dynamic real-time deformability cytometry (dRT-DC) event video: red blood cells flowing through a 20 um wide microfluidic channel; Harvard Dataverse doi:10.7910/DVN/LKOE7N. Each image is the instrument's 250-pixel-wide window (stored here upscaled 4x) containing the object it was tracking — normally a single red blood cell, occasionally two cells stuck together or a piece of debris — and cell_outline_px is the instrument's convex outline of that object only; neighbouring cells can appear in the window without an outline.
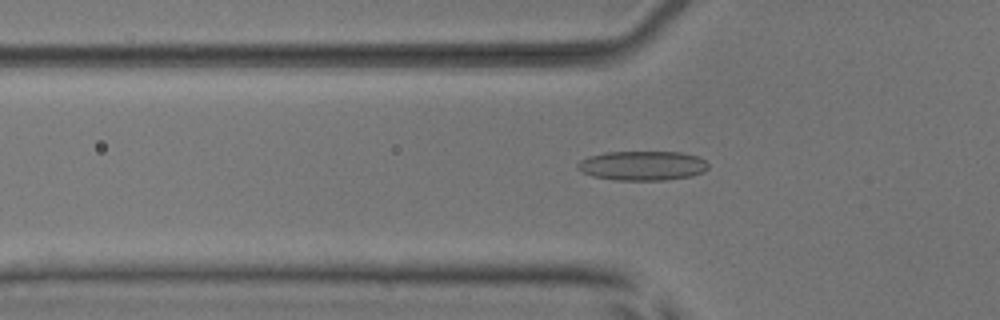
{"species": "common noctule bat (a hibernating species)", "species_latin": "Nyctalus noctula", "temperature_condition": "room temperature", "stored_images_in_passage": 53, "camera_frame_rate_fps": 3000, "um_per_image_px": 0.085, "animal": {"sex": "male", "body_mass_g": 17.9, "forearm_length_mm": 54.2}, "frame": {"image": 1, "passage_image": 18, "time_ms": 5.667, "image_size_px": [1000, 320], "cell_outline_px": [[708, 168], [704, 172], [692, 176], [664, 180], [616, 180], [592, 176], [576, 168], [576, 164], [580, 160], [588, 156], [604, 152], [680, 152], [696, 156], [704, 160], [708, 164]], "centroid_in_image_um": [54.59, 14.08], "position_along_channel_um": 71.2, "area_um2": 22.48}}
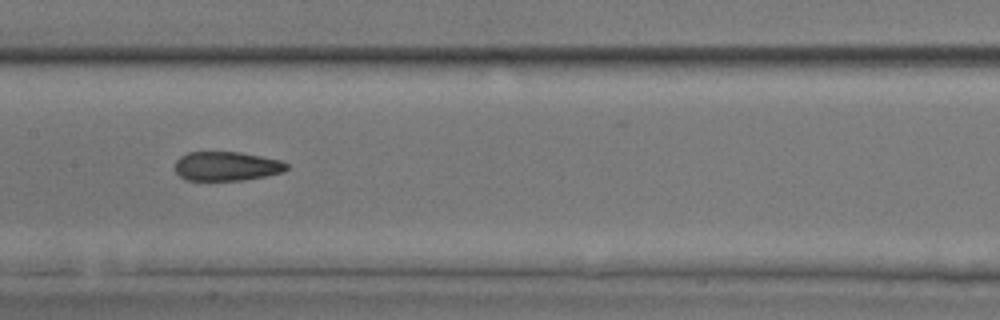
{"frame": {"image": 2, "passage_image": 27, "time_ms": 8.667, "image_size_px": [1000, 320], "cell_outline_px": [[288, 168], [284, 172], [244, 180], [184, 180], [176, 172], [176, 160], [180, 156], [188, 152], [240, 152], [280, 160], [288, 164]], "centroid_in_image_um": [19.26, 14.12], "position_along_channel_um": 188.1, "area_um2": 18.96}}
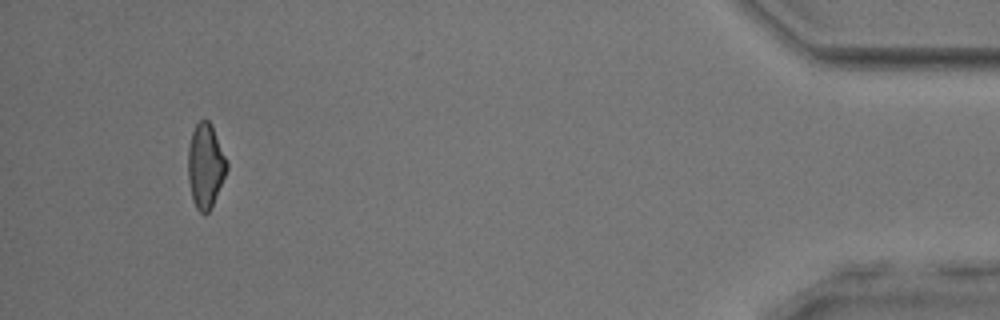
{"frame": {"image": 3, "passage_image": 50, "time_ms": 16.333, "image_size_px": [1000, 320], "cell_outline_px": [[228, 168], [212, 204], [208, 212], [200, 212], [196, 208], [192, 200], [188, 180], [188, 148], [192, 132], [196, 124], [200, 120], [208, 120], [212, 124], [228, 164]], "centroid_in_image_um": [17.45, 14.06], "position_along_channel_um": 417.8, "area_um2": 18.84}, "authors_computed_cell_mechanics": {"area_um2": 20.2878, "velocity_mm_per_s": 3.8978, "shape_relaxation_time_tau1_ms": 9.0595, "shape_relaxation_time_tau2_ms": 1.8369, "deformation_change_tau1": 0.2043, "deformation_change_tau2": 0.078}}